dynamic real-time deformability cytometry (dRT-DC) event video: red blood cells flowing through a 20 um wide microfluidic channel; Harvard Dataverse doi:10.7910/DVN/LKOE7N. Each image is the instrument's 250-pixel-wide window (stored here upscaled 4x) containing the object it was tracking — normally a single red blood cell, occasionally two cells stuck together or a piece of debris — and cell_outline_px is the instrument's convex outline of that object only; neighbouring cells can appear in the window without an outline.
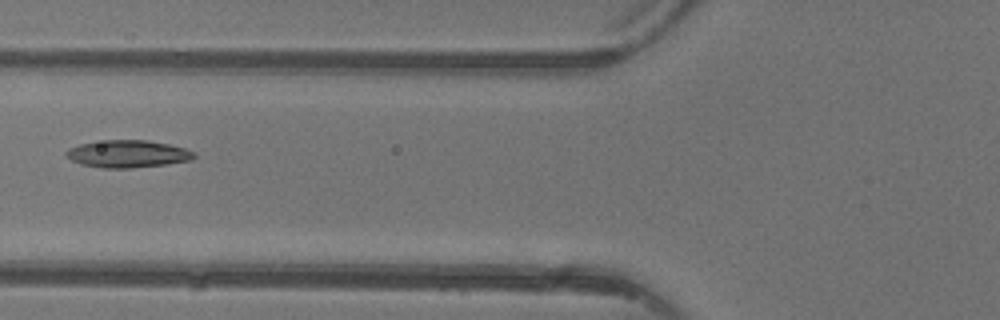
{"species": "common noctule bat (a hibernating species)", "species_latin": "Nyctalus noctula", "temperature_condition": "warm", "stored_images_in_passage": 6, "camera_frame_rate_fps": 3000, "um_per_image_px": 0.085, "animal": {"sex": "female"}, "frame": {"image": 1, "passage_image": 5, "time_ms": 5.667, "image_size_px": [1000, 320], "cell_outline_px": [[196, 156], [192, 160], [164, 164], [132, 168], [104, 168], [80, 164], [64, 156], [64, 152], [68, 148], [80, 144], [104, 140], [148, 140], [168, 144], [184, 148], [196, 152]], "centroid_in_image_um": [10.84, 13.08], "position_along_channel_um": 115.0, "area_um2": 20.46}}
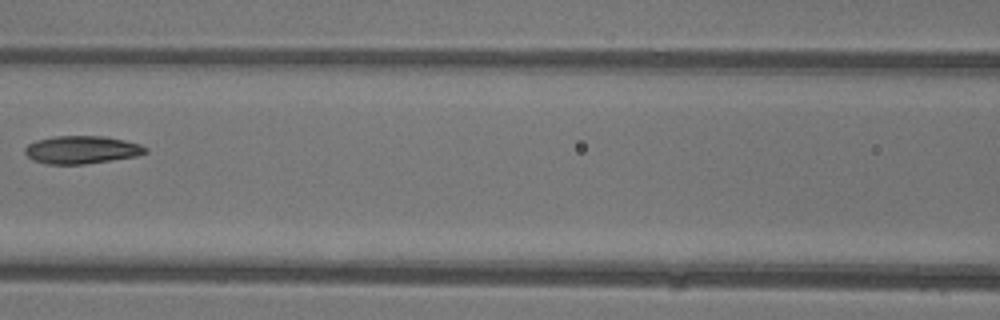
{"frame": {"image": 2, "passage_image": 6, "time_ms": 6.667, "image_size_px": [1000, 320], "cell_outline_px": [[148, 152], [136, 156], [112, 160], [84, 164], [44, 164], [32, 160], [24, 152], [24, 148], [28, 144], [36, 140], [52, 136], [104, 136], [124, 140], [140, 144], [148, 148]], "centroid_in_image_um": [6.92, 12.73], "position_along_channel_um": 159.7, "area_um2": 19.71}}